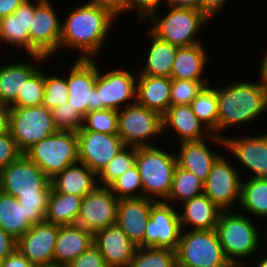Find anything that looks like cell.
I'll return each mask as SVG.
<instances>
[{
	"mask_svg": "<svg viewBox=\"0 0 267 267\" xmlns=\"http://www.w3.org/2000/svg\"><path fill=\"white\" fill-rule=\"evenodd\" d=\"M62 20L61 49L78 54L76 59H97L104 52L116 19L109 11L83 3L71 8Z\"/></svg>",
	"mask_w": 267,
	"mask_h": 267,
	"instance_id": "cell-1",
	"label": "cell"
},
{
	"mask_svg": "<svg viewBox=\"0 0 267 267\" xmlns=\"http://www.w3.org/2000/svg\"><path fill=\"white\" fill-rule=\"evenodd\" d=\"M235 80L223 88L217 87L218 122L217 136L225 138L226 131L233 127H244L247 123L261 120L267 111V97L260 80L246 82ZM261 116V117H260ZM231 127V128H230ZM229 128V130H228Z\"/></svg>",
	"mask_w": 267,
	"mask_h": 267,
	"instance_id": "cell-2",
	"label": "cell"
},
{
	"mask_svg": "<svg viewBox=\"0 0 267 267\" xmlns=\"http://www.w3.org/2000/svg\"><path fill=\"white\" fill-rule=\"evenodd\" d=\"M255 221L238 210L222 211L219 216L215 230L226 258L234 267L249 266L247 259H254L260 251L259 229L263 226Z\"/></svg>",
	"mask_w": 267,
	"mask_h": 267,
	"instance_id": "cell-3",
	"label": "cell"
},
{
	"mask_svg": "<svg viewBox=\"0 0 267 267\" xmlns=\"http://www.w3.org/2000/svg\"><path fill=\"white\" fill-rule=\"evenodd\" d=\"M168 11L165 15L153 14L147 23L148 28L158 38L179 47L202 43L200 34L210 19L196 9L174 8L164 4ZM168 7V8H167Z\"/></svg>",
	"mask_w": 267,
	"mask_h": 267,
	"instance_id": "cell-4",
	"label": "cell"
},
{
	"mask_svg": "<svg viewBox=\"0 0 267 267\" xmlns=\"http://www.w3.org/2000/svg\"><path fill=\"white\" fill-rule=\"evenodd\" d=\"M163 148L158 145L136 147L135 165L141 177L143 197L155 201L168 197L177 166L176 154Z\"/></svg>",
	"mask_w": 267,
	"mask_h": 267,
	"instance_id": "cell-5",
	"label": "cell"
},
{
	"mask_svg": "<svg viewBox=\"0 0 267 267\" xmlns=\"http://www.w3.org/2000/svg\"><path fill=\"white\" fill-rule=\"evenodd\" d=\"M176 259L177 267H234L225 256L215 229L182 230Z\"/></svg>",
	"mask_w": 267,
	"mask_h": 267,
	"instance_id": "cell-6",
	"label": "cell"
},
{
	"mask_svg": "<svg viewBox=\"0 0 267 267\" xmlns=\"http://www.w3.org/2000/svg\"><path fill=\"white\" fill-rule=\"evenodd\" d=\"M50 179L79 162L76 131H61L42 139L24 153Z\"/></svg>",
	"mask_w": 267,
	"mask_h": 267,
	"instance_id": "cell-7",
	"label": "cell"
},
{
	"mask_svg": "<svg viewBox=\"0 0 267 267\" xmlns=\"http://www.w3.org/2000/svg\"><path fill=\"white\" fill-rule=\"evenodd\" d=\"M8 131L24 154L37 142L54 134L52 112L43 105L34 107H10Z\"/></svg>",
	"mask_w": 267,
	"mask_h": 267,
	"instance_id": "cell-8",
	"label": "cell"
},
{
	"mask_svg": "<svg viewBox=\"0 0 267 267\" xmlns=\"http://www.w3.org/2000/svg\"><path fill=\"white\" fill-rule=\"evenodd\" d=\"M118 135L125 146H156L153 140L163 137L162 116L134 102L118 110Z\"/></svg>",
	"mask_w": 267,
	"mask_h": 267,
	"instance_id": "cell-9",
	"label": "cell"
},
{
	"mask_svg": "<svg viewBox=\"0 0 267 267\" xmlns=\"http://www.w3.org/2000/svg\"><path fill=\"white\" fill-rule=\"evenodd\" d=\"M97 61V89L98 110L112 109L115 111L136 102L137 71L125 67L100 70ZM106 71V72H104Z\"/></svg>",
	"mask_w": 267,
	"mask_h": 267,
	"instance_id": "cell-10",
	"label": "cell"
},
{
	"mask_svg": "<svg viewBox=\"0 0 267 267\" xmlns=\"http://www.w3.org/2000/svg\"><path fill=\"white\" fill-rule=\"evenodd\" d=\"M51 179L25 154L0 170V191L18 198L52 191Z\"/></svg>",
	"mask_w": 267,
	"mask_h": 267,
	"instance_id": "cell-11",
	"label": "cell"
},
{
	"mask_svg": "<svg viewBox=\"0 0 267 267\" xmlns=\"http://www.w3.org/2000/svg\"><path fill=\"white\" fill-rule=\"evenodd\" d=\"M232 160L222 153L203 183L204 194L222 211H235L234 205L240 203L242 176Z\"/></svg>",
	"mask_w": 267,
	"mask_h": 267,
	"instance_id": "cell-12",
	"label": "cell"
},
{
	"mask_svg": "<svg viewBox=\"0 0 267 267\" xmlns=\"http://www.w3.org/2000/svg\"><path fill=\"white\" fill-rule=\"evenodd\" d=\"M53 4L50 0H42L35 7L29 28L30 55H43L48 59L59 55L62 20Z\"/></svg>",
	"mask_w": 267,
	"mask_h": 267,
	"instance_id": "cell-13",
	"label": "cell"
},
{
	"mask_svg": "<svg viewBox=\"0 0 267 267\" xmlns=\"http://www.w3.org/2000/svg\"><path fill=\"white\" fill-rule=\"evenodd\" d=\"M249 135L228 136L224 138L226 152L232 153L234 162L243 178H267V131ZM242 164L241 167H238ZM244 166V167H243ZM241 168V169H240ZM247 170V174L244 171ZM244 173V175H242ZM247 175V177H246ZM250 175V176H248ZM245 176V177H244Z\"/></svg>",
	"mask_w": 267,
	"mask_h": 267,
	"instance_id": "cell-14",
	"label": "cell"
},
{
	"mask_svg": "<svg viewBox=\"0 0 267 267\" xmlns=\"http://www.w3.org/2000/svg\"><path fill=\"white\" fill-rule=\"evenodd\" d=\"M66 74L68 102L84 117L88 112L98 110L97 59H76Z\"/></svg>",
	"mask_w": 267,
	"mask_h": 267,
	"instance_id": "cell-15",
	"label": "cell"
},
{
	"mask_svg": "<svg viewBox=\"0 0 267 267\" xmlns=\"http://www.w3.org/2000/svg\"><path fill=\"white\" fill-rule=\"evenodd\" d=\"M181 232L178 207L164 201H156L151 206L144 242L140 246L168 248L176 251Z\"/></svg>",
	"mask_w": 267,
	"mask_h": 267,
	"instance_id": "cell-16",
	"label": "cell"
},
{
	"mask_svg": "<svg viewBox=\"0 0 267 267\" xmlns=\"http://www.w3.org/2000/svg\"><path fill=\"white\" fill-rule=\"evenodd\" d=\"M118 201L108 187L97 186L82 198L76 224L93 234L116 224Z\"/></svg>",
	"mask_w": 267,
	"mask_h": 267,
	"instance_id": "cell-17",
	"label": "cell"
},
{
	"mask_svg": "<svg viewBox=\"0 0 267 267\" xmlns=\"http://www.w3.org/2000/svg\"><path fill=\"white\" fill-rule=\"evenodd\" d=\"M77 138L79 162L96 175L125 147L119 135L79 130Z\"/></svg>",
	"mask_w": 267,
	"mask_h": 267,
	"instance_id": "cell-18",
	"label": "cell"
},
{
	"mask_svg": "<svg viewBox=\"0 0 267 267\" xmlns=\"http://www.w3.org/2000/svg\"><path fill=\"white\" fill-rule=\"evenodd\" d=\"M216 146L222 152L225 149V142L223 138L212 134L210 137L200 141H184L179 144V150L176 153L177 165L183 169L194 174L203 183L206 181L215 161L222 155V152H216L215 149L209 145ZM220 146V147H219Z\"/></svg>",
	"mask_w": 267,
	"mask_h": 267,
	"instance_id": "cell-19",
	"label": "cell"
},
{
	"mask_svg": "<svg viewBox=\"0 0 267 267\" xmlns=\"http://www.w3.org/2000/svg\"><path fill=\"white\" fill-rule=\"evenodd\" d=\"M59 225L47 221L34 224L17 240V250L37 267L54 265Z\"/></svg>",
	"mask_w": 267,
	"mask_h": 267,
	"instance_id": "cell-20",
	"label": "cell"
},
{
	"mask_svg": "<svg viewBox=\"0 0 267 267\" xmlns=\"http://www.w3.org/2000/svg\"><path fill=\"white\" fill-rule=\"evenodd\" d=\"M42 0H26L13 14L0 19V45L26 51L30 55L29 28L34 16L35 7Z\"/></svg>",
	"mask_w": 267,
	"mask_h": 267,
	"instance_id": "cell-21",
	"label": "cell"
},
{
	"mask_svg": "<svg viewBox=\"0 0 267 267\" xmlns=\"http://www.w3.org/2000/svg\"><path fill=\"white\" fill-rule=\"evenodd\" d=\"M25 60L13 62L10 58L7 63H0V102L10 107L17 101L27 79L41 66L40 64L45 62V66L46 62H49L43 55H29L30 61Z\"/></svg>",
	"mask_w": 267,
	"mask_h": 267,
	"instance_id": "cell-22",
	"label": "cell"
},
{
	"mask_svg": "<svg viewBox=\"0 0 267 267\" xmlns=\"http://www.w3.org/2000/svg\"><path fill=\"white\" fill-rule=\"evenodd\" d=\"M155 202V200L145 197L122 198L118 201L116 224L137 247L144 242L151 206Z\"/></svg>",
	"mask_w": 267,
	"mask_h": 267,
	"instance_id": "cell-23",
	"label": "cell"
},
{
	"mask_svg": "<svg viewBox=\"0 0 267 267\" xmlns=\"http://www.w3.org/2000/svg\"><path fill=\"white\" fill-rule=\"evenodd\" d=\"M94 244L104 256L107 267H127L137 249L117 224L97 231Z\"/></svg>",
	"mask_w": 267,
	"mask_h": 267,
	"instance_id": "cell-24",
	"label": "cell"
},
{
	"mask_svg": "<svg viewBox=\"0 0 267 267\" xmlns=\"http://www.w3.org/2000/svg\"><path fill=\"white\" fill-rule=\"evenodd\" d=\"M163 136L167 132H175L177 143L184 141H200L210 137L212 133L196 117L190 105L170 106L162 116Z\"/></svg>",
	"mask_w": 267,
	"mask_h": 267,
	"instance_id": "cell-25",
	"label": "cell"
},
{
	"mask_svg": "<svg viewBox=\"0 0 267 267\" xmlns=\"http://www.w3.org/2000/svg\"><path fill=\"white\" fill-rule=\"evenodd\" d=\"M178 206L182 230L215 229L222 210L205 194L188 199Z\"/></svg>",
	"mask_w": 267,
	"mask_h": 267,
	"instance_id": "cell-26",
	"label": "cell"
},
{
	"mask_svg": "<svg viewBox=\"0 0 267 267\" xmlns=\"http://www.w3.org/2000/svg\"><path fill=\"white\" fill-rule=\"evenodd\" d=\"M149 38V46L146 45L145 56L142 57L141 67L138 69V75L170 77L173 62L179 46L173 45L154 35L147 27L145 30ZM148 46V47H147ZM147 49V50H146Z\"/></svg>",
	"mask_w": 267,
	"mask_h": 267,
	"instance_id": "cell-27",
	"label": "cell"
},
{
	"mask_svg": "<svg viewBox=\"0 0 267 267\" xmlns=\"http://www.w3.org/2000/svg\"><path fill=\"white\" fill-rule=\"evenodd\" d=\"M94 244V234L78 224L59 226L54 265L67 266Z\"/></svg>",
	"mask_w": 267,
	"mask_h": 267,
	"instance_id": "cell-28",
	"label": "cell"
},
{
	"mask_svg": "<svg viewBox=\"0 0 267 267\" xmlns=\"http://www.w3.org/2000/svg\"><path fill=\"white\" fill-rule=\"evenodd\" d=\"M204 43L203 41L178 48L170 74L171 79L208 80L205 70L211 58Z\"/></svg>",
	"mask_w": 267,
	"mask_h": 267,
	"instance_id": "cell-29",
	"label": "cell"
},
{
	"mask_svg": "<svg viewBox=\"0 0 267 267\" xmlns=\"http://www.w3.org/2000/svg\"><path fill=\"white\" fill-rule=\"evenodd\" d=\"M171 78L138 75L136 102L163 116L170 107Z\"/></svg>",
	"mask_w": 267,
	"mask_h": 267,
	"instance_id": "cell-30",
	"label": "cell"
},
{
	"mask_svg": "<svg viewBox=\"0 0 267 267\" xmlns=\"http://www.w3.org/2000/svg\"><path fill=\"white\" fill-rule=\"evenodd\" d=\"M52 187L59 193L84 197L97 186V175L80 162L69 165L51 179Z\"/></svg>",
	"mask_w": 267,
	"mask_h": 267,
	"instance_id": "cell-31",
	"label": "cell"
},
{
	"mask_svg": "<svg viewBox=\"0 0 267 267\" xmlns=\"http://www.w3.org/2000/svg\"><path fill=\"white\" fill-rule=\"evenodd\" d=\"M245 179L241 182L240 203L235 210L264 221L267 219V178Z\"/></svg>",
	"mask_w": 267,
	"mask_h": 267,
	"instance_id": "cell-32",
	"label": "cell"
},
{
	"mask_svg": "<svg viewBox=\"0 0 267 267\" xmlns=\"http://www.w3.org/2000/svg\"><path fill=\"white\" fill-rule=\"evenodd\" d=\"M81 202L82 197L59 193L52 188L45 221L59 226L76 224Z\"/></svg>",
	"mask_w": 267,
	"mask_h": 267,
	"instance_id": "cell-33",
	"label": "cell"
},
{
	"mask_svg": "<svg viewBox=\"0 0 267 267\" xmlns=\"http://www.w3.org/2000/svg\"><path fill=\"white\" fill-rule=\"evenodd\" d=\"M24 216L17 198L0 191V226L16 240L32 226Z\"/></svg>",
	"mask_w": 267,
	"mask_h": 267,
	"instance_id": "cell-34",
	"label": "cell"
},
{
	"mask_svg": "<svg viewBox=\"0 0 267 267\" xmlns=\"http://www.w3.org/2000/svg\"><path fill=\"white\" fill-rule=\"evenodd\" d=\"M204 194L203 182L191 172L176 166L171 190L164 202L177 207L184 201Z\"/></svg>",
	"mask_w": 267,
	"mask_h": 267,
	"instance_id": "cell-35",
	"label": "cell"
},
{
	"mask_svg": "<svg viewBox=\"0 0 267 267\" xmlns=\"http://www.w3.org/2000/svg\"><path fill=\"white\" fill-rule=\"evenodd\" d=\"M207 85L191 102L190 106L204 126L217 136L218 99L217 86ZM216 86V87H215Z\"/></svg>",
	"mask_w": 267,
	"mask_h": 267,
	"instance_id": "cell-36",
	"label": "cell"
},
{
	"mask_svg": "<svg viewBox=\"0 0 267 267\" xmlns=\"http://www.w3.org/2000/svg\"><path fill=\"white\" fill-rule=\"evenodd\" d=\"M127 267H177L176 251L139 246Z\"/></svg>",
	"mask_w": 267,
	"mask_h": 267,
	"instance_id": "cell-37",
	"label": "cell"
},
{
	"mask_svg": "<svg viewBox=\"0 0 267 267\" xmlns=\"http://www.w3.org/2000/svg\"><path fill=\"white\" fill-rule=\"evenodd\" d=\"M136 147L125 146L97 174L98 186L108 187L114 180L135 165Z\"/></svg>",
	"mask_w": 267,
	"mask_h": 267,
	"instance_id": "cell-38",
	"label": "cell"
},
{
	"mask_svg": "<svg viewBox=\"0 0 267 267\" xmlns=\"http://www.w3.org/2000/svg\"><path fill=\"white\" fill-rule=\"evenodd\" d=\"M48 71L45 70V90L41 105L52 110L68 102V85L63 70V74L57 71L53 75Z\"/></svg>",
	"mask_w": 267,
	"mask_h": 267,
	"instance_id": "cell-39",
	"label": "cell"
},
{
	"mask_svg": "<svg viewBox=\"0 0 267 267\" xmlns=\"http://www.w3.org/2000/svg\"><path fill=\"white\" fill-rule=\"evenodd\" d=\"M40 66L26 81L22 93L11 107H34L42 103L45 90V70Z\"/></svg>",
	"mask_w": 267,
	"mask_h": 267,
	"instance_id": "cell-40",
	"label": "cell"
},
{
	"mask_svg": "<svg viewBox=\"0 0 267 267\" xmlns=\"http://www.w3.org/2000/svg\"><path fill=\"white\" fill-rule=\"evenodd\" d=\"M80 130L118 135V111L112 109L90 111L83 117Z\"/></svg>",
	"mask_w": 267,
	"mask_h": 267,
	"instance_id": "cell-41",
	"label": "cell"
},
{
	"mask_svg": "<svg viewBox=\"0 0 267 267\" xmlns=\"http://www.w3.org/2000/svg\"><path fill=\"white\" fill-rule=\"evenodd\" d=\"M108 188L118 199L143 197L142 182L137 166L134 165L124 172Z\"/></svg>",
	"mask_w": 267,
	"mask_h": 267,
	"instance_id": "cell-42",
	"label": "cell"
},
{
	"mask_svg": "<svg viewBox=\"0 0 267 267\" xmlns=\"http://www.w3.org/2000/svg\"><path fill=\"white\" fill-rule=\"evenodd\" d=\"M209 80L171 79L170 106L190 105Z\"/></svg>",
	"mask_w": 267,
	"mask_h": 267,
	"instance_id": "cell-43",
	"label": "cell"
},
{
	"mask_svg": "<svg viewBox=\"0 0 267 267\" xmlns=\"http://www.w3.org/2000/svg\"><path fill=\"white\" fill-rule=\"evenodd\" d=\"M51 192H38V195H20L17 200L22 204L24 217L31 225L45 221Z\"/></svg>",
	"mask_w": 267,
	"mask_h": 267,
	"instance_id": "cell-44",
	"label": "cell"
},
{
	"mask_svg": "<svg viewBox=\"0 0 267 267\" xmlns=\"http://www.w3.org/2000/svg\"><path fill=\"white\" fill-rule=\"evenodd\" d=\"M54 125L61 131H79L82 128L83 117L69 102L51 110Z\"/></svg>",
	"mask_w": 267,
	"mask_h": 267,
	"instance_id": "cell-45",
	"label": "cell"
},
{
	"mask_svg": "<svg viewBox=\"0 0 267 267\" xmlns=\"http://www.w3.org/2000/svg\"><path fill=\"white\" fill-rule=\"evenodd\" d=\"M165 1V2H164ZM167 0H128L127 12L136 14L138 24L146 22L158 10H163L161 5L166 4ZM163 3V4H162ZM160 8V9H159ZM134 11V12H133ZM143 21V22H142Z\"/></svg>",
	"mask_w": 267,
	"mask_h": 267,
	"instance_id": "cell-46",
	"label": "cell"
},
{
	"mask_svg": "<svg viewBox=\"0 0 267 267\" xmlns=\"http://www.w3.org/2000/svg\"><path fill=\"white\" fill-rule=\"evenodd\" d=\"M21 154L10 132L0 133V170L16 160Z\"/></svg>",
	"mask_w": 267,
	"mask_h": 267,
	"instance_id": "cell-47",
	"label": "cell"
},
{
	"mask_svg": "<svg viewBox=\"0 0 267 267\" xmlns=\"http://www.w3.org/2000/svg\"><path fill=\"white\" fill-rule=\"evenodd\" d=\"M67 267H107L99 248L92 244L80 256L71 261Z\"/></svg>",
	"mask_w": 267,
	"mask_h": 267,
	"instance_id": "cell-48",
	"label": "cell"
},
{
	"mask_svg": "<svg viewBox=\"0 0 267 267\" xmlns=\"http://www.w3.org/2000/svg\"><path fill=\"white\" fill-rule=\"evenodd\" d=\"M87 4L98 6L109 11L115 18L127 13L128 0H85Z\"/></svg>",
	"mask_w": 267,
	"mask_h": 267,
	"instance_id": "cell-49",
	"label": "cell"
},
{
	"mask_svg": "<svg viewBox=\"0 0 267 267\" xmlns=\"http://www.w3.org/2000/svg\"><path fill=\"white\" fill-rule=\"evenodd\" d=\"M230 1L228 0H201L200 11L203 12L211 21L213 18L220 16L219 14L226 8ZM220 11V12H219Z\"/></svg>",
	"mask_w": 267,
	"mask_h": 267,
	"instance_id": "cell-50",
	"label": "cell"
},
{
	"mask_svg": "<svg viewBox=\"0 0 267 267\" xmlns=\"http://www.w3.org/2000/svg\"><path fill=\"white\" fill-rule=\"evenodd\" d=\"M17 249V240L0 226V260L5 259Z\"/></svg>",
	"mask_w": 267,
	"mask_h": 267,
	"instance_id": "cell-51",
	"label": "cell"
},
{
	"mask_svg": "<svg viewBox=\"0 0 267 267\" xmlns=\"http://www.w3.org/2000/svg\"><path fill=\"white\" fill-rule=\"evenodd\" d=\"M0 267H37L24 257L17 249L3 260Z\"/></svg>",
	"mask_w": 267,
	"mask_h": 267,
	"instance_id": "cell-52",
	"label": "cell"
},
{
	"mask_svg": "<svg viewBox=\"0 0 267 267\" xmlns=\"http://www.w3.org/2000/svg\"><path fill=\"white\" fill-rule=\"evenodd\" d=\"M26 0H0V19L11 15Z\"/></svg>",
	"mask_w": 267,
	"mask_h": 267,
	"instance_id": "cell-53",
	"label": "cell"
},
{
	"mask_svg": "<svg viewBox=\"0 0 267 267\" xmlns=\"http://www.w3.org/2000/svg\"><path fill=\"white\" fill-rule=\"evenodd\" d=\"M201 0H167L166 5L174 8L196 9L200 11Z\"/></svg>",
	"mask_w": 267,
	"mask_h": 267,
	"instance_id": "cell-54",
	"label": "cell"
},
{
	"mask_svg": "<svg viewBox=\"0 0 267 267\" xmlns=\"http://www.w3.org/2000/svg\"><path fill=\"white\" fill-rule=\"evenodd\" d=\"M258 80H260L261 85L264 89V93L267 97V50L264 52V55L262 56V59H260V62H258Z\"/></svg>",
	"mask_w": 267,
	"mask_h": 267,
	"instance_id": "cell-55",
	"label": "cell"
},
{
	"mask_svg": "<svg viewBox=\"0 0 267 267\" xmlns=\"http://www.w3.org/2000/svg\"><path fill=\"white\" fill-rule=\"evenodd\" d=\"M10 106L0 102V133L8 131Z\"/></svg>",
	"mask_w": 267,
	"mask_h": 267,
	"instance_id": "cell-56",
	"label": "cell"
},
{
	"mask_svg": "<svg viewBox=\"0 0 267 267\" xmlns=\"http://www.w3.org/2000/svg\"><path fill=\"white\" fill-rule=\"evenodd\" d=\"M261 251H259L257 254H258V259H256L257 263L252 265V266H255V267H267V252L263 251V253L261 252L260 254V257H259V253Z\"/></svg>",
	"mask_w": 267,
	"mask_h": 267,
	"instance_id": "cell-57",
	"label": "cell"
},
{
	"mask_svg": "<svg viewBox=\"0 0 267 267\" xmlns=\"http://www.w3.org/2000/svg\"><path fill=\"white\" fill-rule=\"evenodd\" d=\"M264 220H265L264 222L266 223L267 219H264ZM266 225H267V223H266ZM264 230H266V232L264 231V235H265L266 240L264 238L262 239L263 233H262L261 229H259V233H261V234H259V249H260V251H261V248L264 247L263 245L266 244V242H267V226L264 228ZM263 242H264V244H263ZM266 246H267V244H266Z\"/></svg>",
	"mask_w": 267,
	"mask_h": 267,
	"instance_id": "cell-58",
	"label": "cell"
},
{
	"mask_svg": "<svg viewBox=\"0 0 267 267\" xmlns=\"http://www.w3.org/2000/svg\"><path fill=\"white\" fill-rule=\"evenodd\" d=\"M43 267H67V266H62V265H51V266H43Z\"/></svg>",
	"mask_w": 267,
	"mask_h": 267,
	"instance_id": "cell-59",
	"label": "cell"
}]
</instances>
